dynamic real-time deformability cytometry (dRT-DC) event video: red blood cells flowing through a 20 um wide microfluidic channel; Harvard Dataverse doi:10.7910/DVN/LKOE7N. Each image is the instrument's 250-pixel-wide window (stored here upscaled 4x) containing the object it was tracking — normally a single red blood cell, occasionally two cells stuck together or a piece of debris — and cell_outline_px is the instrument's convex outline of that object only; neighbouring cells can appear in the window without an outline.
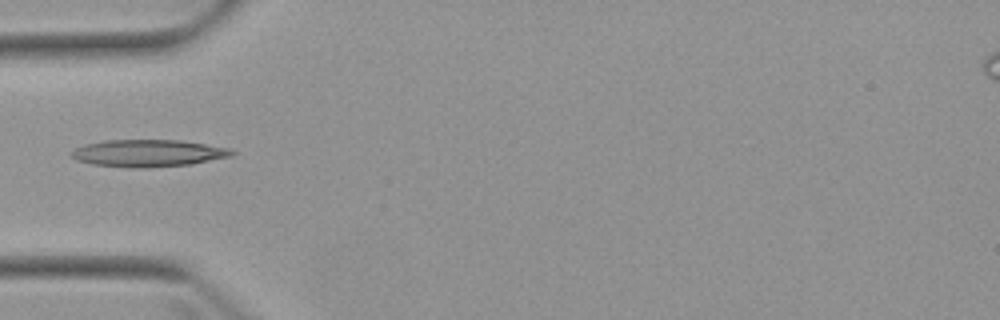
{"species": "Egyptian fruit bat (a non-hibernating species)", "species_latin": "Rousettus aegyptiacus", "temperature_condition": "warm", "stored_images_in_passage": 4, "camera_frame_rate_fps": 3000, "um_per_image_px": 0.085, "animal": {"sex": "female"}, "frame": {"image": 1, "passage_image": 4, "time_ms": 4.333, "image_size_px": [1000, 320], "cell_outline_px": [[236, 152], [232, 156], [192, 164], [144, 168], [128, 168], [92, 164], [76, 160], [68, 152], [84, 144], [104, 140], [180, 140], [232, 148]], "centroid_in_image_um": [12.6, 13.02], "position_along_channel_um": 72.4, "area_um2": 25.66}}